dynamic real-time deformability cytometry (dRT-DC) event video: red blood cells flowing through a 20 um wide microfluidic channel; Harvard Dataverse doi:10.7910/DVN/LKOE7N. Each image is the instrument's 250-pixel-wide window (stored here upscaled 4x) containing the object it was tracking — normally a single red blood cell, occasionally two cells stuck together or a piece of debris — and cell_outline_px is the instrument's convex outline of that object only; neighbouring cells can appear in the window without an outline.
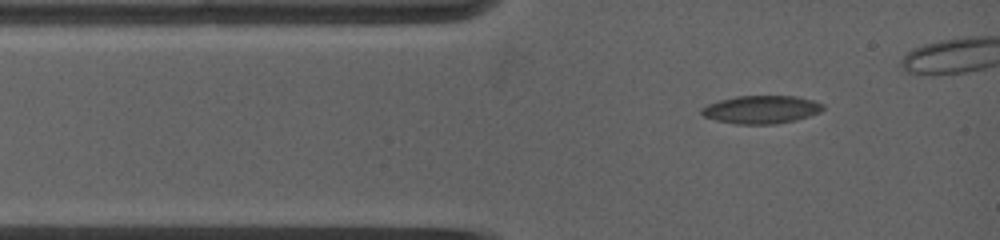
{"species": "common noctule bat (a hibernating species)", "species_latin": "Nyctalus noctula", "temperature_condition": "warm", "stored_images_in_passage": 5, "segment_of_instrument_passage": [1, 2], "camera_frame_rate_fps": 5000, "um_per_image_px": 0.085, "animal": {"sex": "female", "body_mass_g": 19.0, "forearm_length_mm": 53.3}, "frame": {"image": 1, "passage_image": 1, "time_ms": 0.0, "image_size_px": [1000, 240], "cell_outline_px": [[824, 108], [820, 112], [796, 120], [776, 124], [736, 124], [716, 120], [704, 116], [700, 112], [700, 108], [708, 104], [720, 100], [736, 96], [796, 96], [812, 100], [824, 104]], "centroid_in_image_um": [64.71, 9.31], "position_along_channel_um": 20.3, "area_um2": 19.83}}
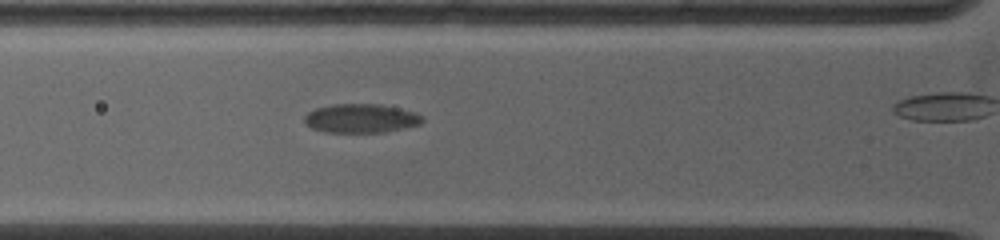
{"frame": {"image": 2, "passage_image": 4, "time_ms": 2.6, "image_size_px": [1000, 240], "cell_outline_px": [[424, 120], [420, 124], [384, 132], [324, 132], [312, 128], [304, 124], [304, 116], [308, 112], [316, 108], [332, 104], [380, 104], [416, 112]], "centroid_in_image_um": [30.64, 10.06], "position_along_channel_um": 95.2, "area_um2": 19.83}}